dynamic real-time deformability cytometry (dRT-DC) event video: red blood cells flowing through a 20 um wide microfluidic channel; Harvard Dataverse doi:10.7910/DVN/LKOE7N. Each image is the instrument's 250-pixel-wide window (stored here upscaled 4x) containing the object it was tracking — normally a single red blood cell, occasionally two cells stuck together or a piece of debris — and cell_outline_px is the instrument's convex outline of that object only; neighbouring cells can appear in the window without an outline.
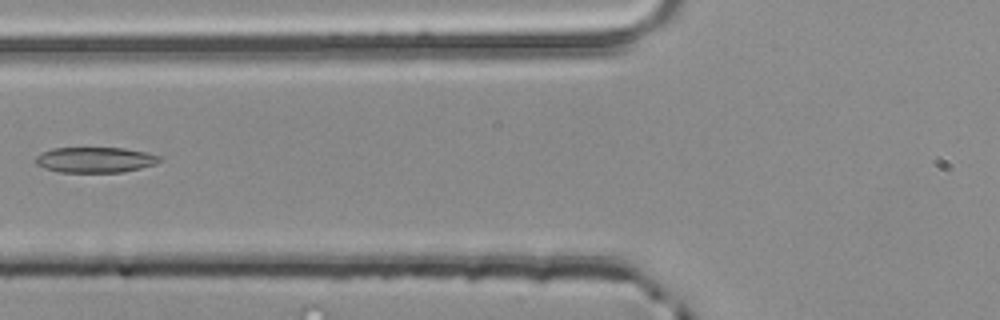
{"species": "common noctule bat (a hibernating species)", "species_latin": "Nyctalus noctula", "temperature_condition": "room temperature", "stored_images_in_passage": 4, "camera_frame_rate_fps": 3000, "um_per_image_px": 0.085, "animal": {"sex": "male", "body_mass_g": 20.4}, "frame": {"image": 1, "passage_image": 4, "time_ms": 1.0, "image_size_px": [1000, 320], "cell_outline_px": [[164, 156], [160, 160], [152, 164], [140, 168], [124, 172], [60, 172], [44, 168], [36, 164], [36, 156], [40, 152], [52, 148], [124, 148], [148, 152]], "centroid_in_image_um": [8.09, 13.58], "position_along_channel_um": 117.7, "area_um2": 18.5}}